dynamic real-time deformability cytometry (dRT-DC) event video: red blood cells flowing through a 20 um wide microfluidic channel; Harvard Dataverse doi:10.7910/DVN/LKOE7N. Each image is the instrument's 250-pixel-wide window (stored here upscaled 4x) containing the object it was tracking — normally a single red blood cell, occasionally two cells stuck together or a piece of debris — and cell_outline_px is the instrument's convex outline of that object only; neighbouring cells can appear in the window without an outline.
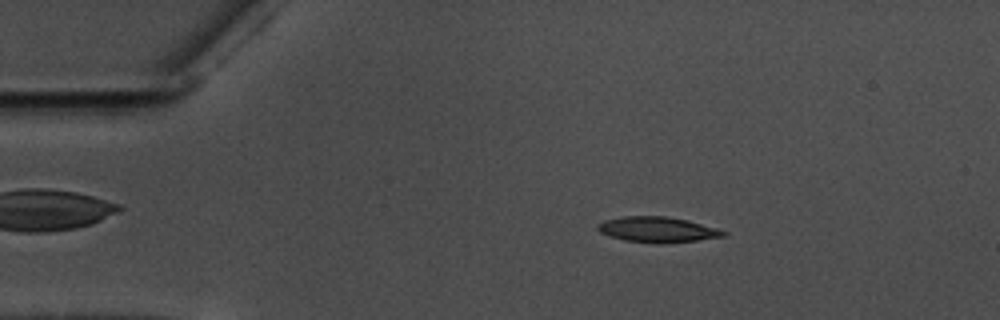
{"species": "common noctule bat (a hibernating species)", "species_latin": "Nyctalus noctula", "temperature_condition": "warm", "stored_images_in_passage": 55, "camera_frame_rate_fps": 3000, "um_per_image_px": 0.085, "animal": {"sex": "male", "body_mass_g": 17.5, "forearm_length_mm": 52.3}, "frame": {"image": 1, "passage_image": 8, "time_ms": 2.333, "image_size_px": [1000, 320], "cell_outline_px": [[728, 236], [696, 240], [624, 240], [600, 232], [596, 228], [596, 224], [604, 220], [620, 216], [668, 216], [688, 220], [716, 228], [728, 232]], "centroid_in_image_um": [55.87, 19.45], "position_along_channel_um": 29.1, "area_um2": 17.74}}
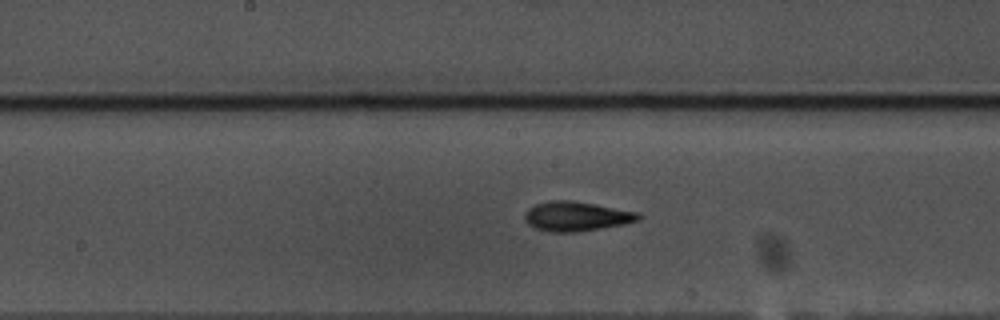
{"frame": {"image": 2, "passage_image": 27, "time_ms": 8.667, "image_size_px": [1000, 320], "cell_outline_px": [[640, 216], [636, 220], [624, 224], [576, 232], [548, 232], [536, 228], [528, 224], [524, 220], [524, 212], [528, 208], [536, 204], [548, 200], [572, 200], [636, 212]], "centroid_in_image_um": [48.89, 18.38], "position_along_channel_um": 199.3, "area_um2": 19.36}}
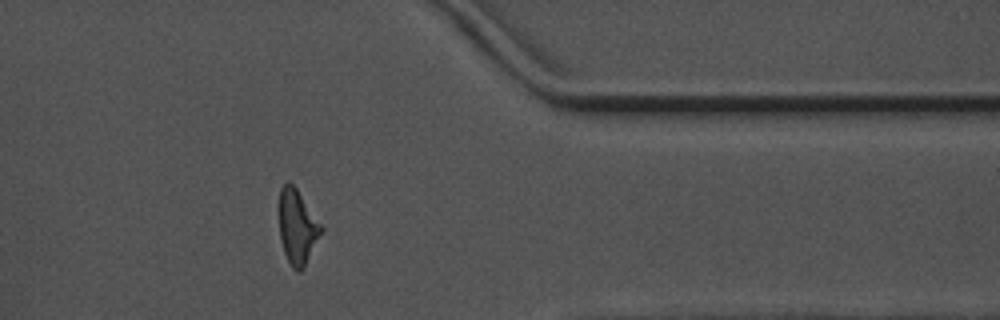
{"frame": {"image": 3, "passage_image": 44, "time_ms": 14.333, "image_size_px": [1000, 320], "cell_outline_px": [[324, 228], [304, 268], [300, 272], [296, 272], [292, 268], [284, 252], [280, 240], [280, 188], [288, 180], [296, 188]], "centroid_in_image_um": [25.28, 19.32], "position_along_channel_um": 386.1, "area_um2": 18.09}, "authors_computed_cell_mechanics": {"area_um2": 18.207, "velocity_mm_per_s": 3.5781, "shape_relaxation_time_tau1_ms": 4.8211, "shape_relaxation_time_tau2_ms": 2.9163, "deformation_change_tau1": 0.188, "deformation_change_tau2": 0.109}}